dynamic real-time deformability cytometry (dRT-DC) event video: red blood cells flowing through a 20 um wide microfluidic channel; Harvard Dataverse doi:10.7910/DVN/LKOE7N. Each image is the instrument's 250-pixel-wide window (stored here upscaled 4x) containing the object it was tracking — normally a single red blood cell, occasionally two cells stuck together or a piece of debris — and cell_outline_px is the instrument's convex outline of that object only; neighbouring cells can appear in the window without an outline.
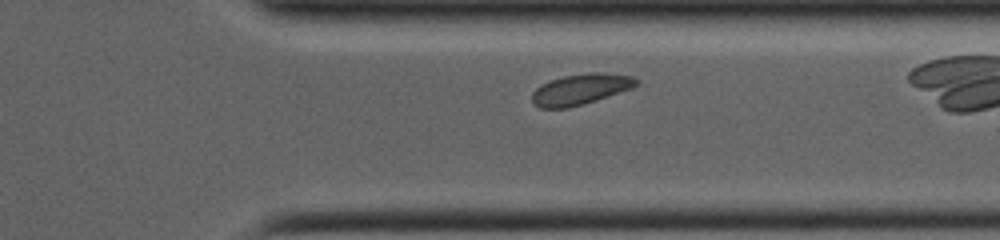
{"species": "common noctule bat (a hibernating species)", "species_latin": "Nyctalus noctula", "temperature_condition": "room temperature", "stored_images_in_passage": 23, "camera_frame_rate_fps": 4000, "um_per_image_px": 0.085, "animal": {"sex": "female", "body_mass_g": 19.0, "forearm_length_mm": 53.3}, "frame": {"image": 1, "passage_image": 20, "time_ms": 7.0, "image_size_px": [1000, 240], "cell_outline_px": [[640, 84], [632, 88], [584, 104], [568, 108], [540, 108], [532, 104], [532, 92], [540, 84], [548, 80], [564, 76], [588, 72], [600, 72], [632, 76], [640, 80]], "centroid_in_image_um": [49.33, 7.58], "position_along_channel_um": 362.1, "area_um2": 18.96}}